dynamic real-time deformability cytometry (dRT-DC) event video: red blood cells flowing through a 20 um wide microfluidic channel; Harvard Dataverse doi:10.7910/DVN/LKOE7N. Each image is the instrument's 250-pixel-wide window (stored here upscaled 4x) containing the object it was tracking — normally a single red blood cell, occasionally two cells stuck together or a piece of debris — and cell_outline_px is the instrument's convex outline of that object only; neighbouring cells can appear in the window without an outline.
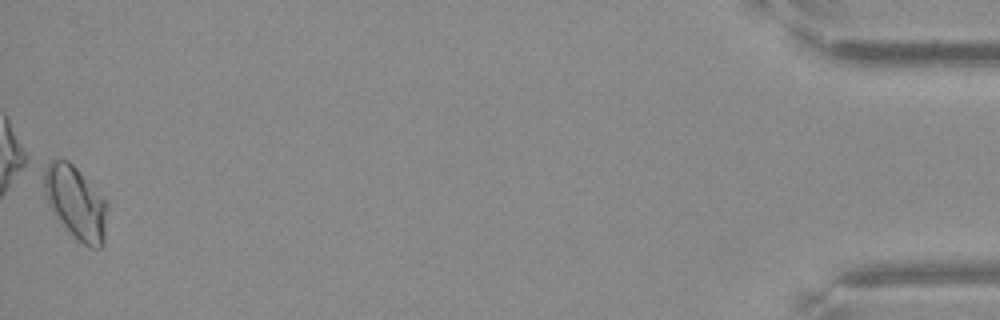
{"species": "Egyptian fruit bat (a non-hibernating species)", "species_latin": "Rousettus aegyptiacus", "temperature_condition": "warm", "stored_images_in_passage": 53, "camera_frame_rate_fps": 3000, "um_per_image_px": 0.085, "frame": {"image": 1, "passage_image": 53, "time_ms": 17.333, "image_size_px": [1000, 320], "cell_outline_px": [[108, 204], [104, 244], [100, 248], [88, 248], [76, 240], [52, 212], [44, 196], [44, 164], [52, 160], [68, 160], [80, 172]], "centroid_in_image_um": [6.43, 17.26], "position_along_channel_um": 428.8, "area_um2": 26.93}, "authors_computed_cell_mechanics": {"area_um2": 23.2934, "velocity_mm_per_s": 3.7846, "shape_relaxation_time_tau1_ms": 5.3377, "shape_relaxation_time_tau2_ms": 4.4766, "deformation_change_tau1": 0.1598, "deformation_change_tau2": 0.0693}}